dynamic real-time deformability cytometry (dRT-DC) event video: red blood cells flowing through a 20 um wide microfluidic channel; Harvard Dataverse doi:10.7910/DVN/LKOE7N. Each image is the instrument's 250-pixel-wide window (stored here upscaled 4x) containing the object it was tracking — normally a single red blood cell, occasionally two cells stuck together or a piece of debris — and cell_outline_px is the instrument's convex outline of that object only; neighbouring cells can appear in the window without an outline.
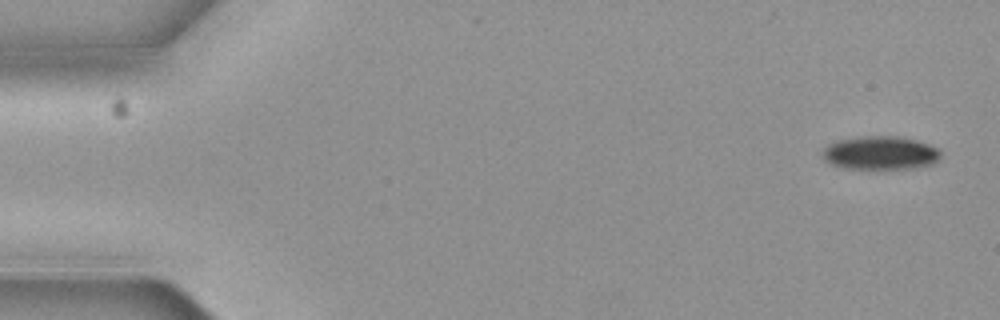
{"species": "common noctule bat (a hibernating species)", "species_latin": "Nyctalus noctula", "temperature_condition": "cold", "stored_images_in_passage": 5, "camera_frame_rate_fps": 3000, "um_per_image_px": 0.085, "animal": {"sex": "female", "body_mass_g": 19.3, "forearm_length_mm": 54.1}, "frame": {"image": 1, "passage_image": 1, "time_ms": 0.0, "image_size_px": [1000, 320], "cell_outline_px": [[940, 160], [932, 164], [916, 168], [844, 168], [828, 164], [820, 156], [820, 152], [828, 144], [836, 140], [864, 136], [900, 136], [916, 140], [940, 148]], "centroid_in_image_um": [74.8, 12.99], "position_along_channel_um": 10.2, "area_um2": 23.41}}
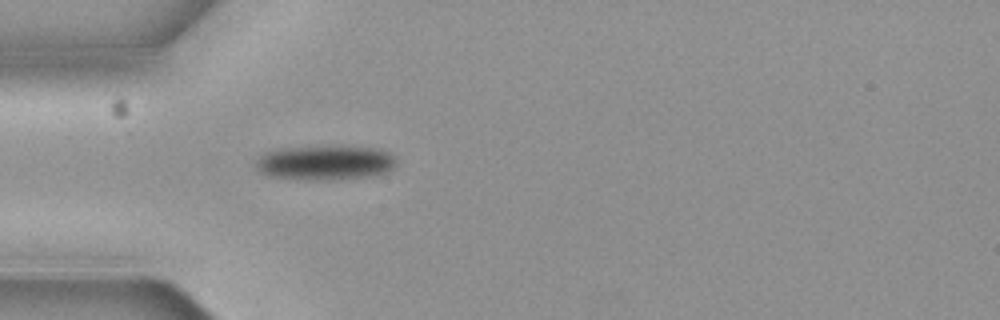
{"frame": {"image": 2, "passage_image": 5, "time_ms": 1.333, "image_size_px": [1000, 320], "cell_outline_px": [[396, 164], [392, 168], [376, 176], [336, 180], [304, 180], [272, 176], [260, 172], [256, 164], [268, 152], [284, 148], [376, 148], [388, 152], [396, 156]], "centroid_in_image_um": [27.73, 13.88], "position_along_channel_um": 57.3, "area_um2": 27.51}}